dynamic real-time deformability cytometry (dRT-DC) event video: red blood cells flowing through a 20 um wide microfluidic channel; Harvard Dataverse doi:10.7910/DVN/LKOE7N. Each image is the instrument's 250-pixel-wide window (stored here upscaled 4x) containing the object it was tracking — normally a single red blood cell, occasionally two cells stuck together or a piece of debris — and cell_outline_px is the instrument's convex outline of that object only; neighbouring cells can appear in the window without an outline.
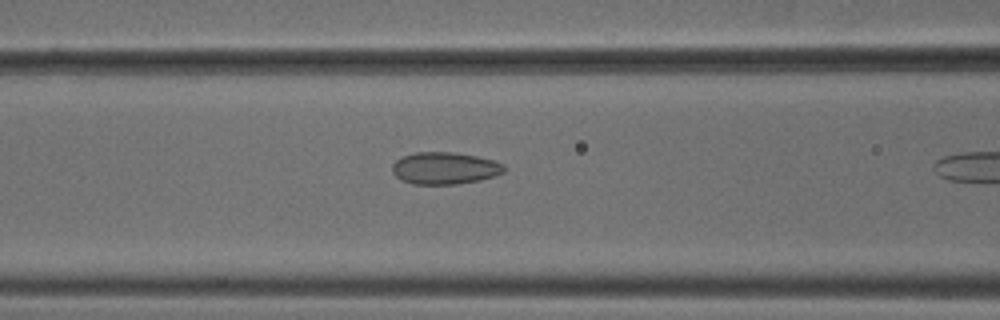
{"species": "common noctule bat (a hibernating species)", "species_latin": "Nyctalus noctula", "temperature_condition": "cold", "stored_images_in_passage": 11, "camera_frame_rate_fps": 3000, "um_per_image_px": 0.085, "animal": {"sex": "male", "body_mass_g": 18.8}, "frame": {"image": 1, "passage_image": 10, "time_ms": 3.0, "image_size_px": [1000, 320], "cell_outline_px": [[504, 172], [496, 176], [480, 180], [456, 184], [412, 184], [400, 180], [392, 172], [392, 164], [396, 160], [404, 156], [416, 152], [452, 152], [476, 156], [492, 160], [504, 164]], "centroid_in_image_um": [37.79, 14.3], "position_along_channel_um": 128.8, "area_um2": 20.92}}